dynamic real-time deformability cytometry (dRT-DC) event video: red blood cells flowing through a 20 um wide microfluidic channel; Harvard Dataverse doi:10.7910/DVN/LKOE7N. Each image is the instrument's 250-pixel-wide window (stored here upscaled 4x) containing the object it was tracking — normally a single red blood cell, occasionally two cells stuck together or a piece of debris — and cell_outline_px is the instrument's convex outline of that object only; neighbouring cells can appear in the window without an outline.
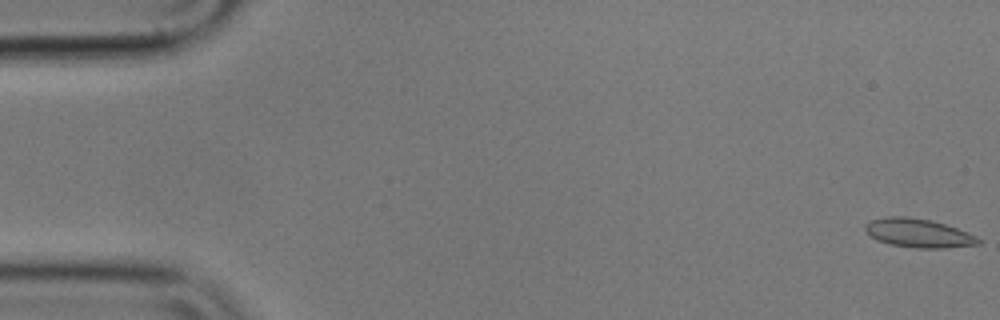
{"species": "common noctule bat (a hibernating species)", "species_latin": "Nyctalus noctula", "temperature_condition": "cold", "stored_images_in_passage": 10, "camera_frame_rate_fps": 3000, "um_per_image_px": 0.085, "animal": {"sex": "male", "body_mass_g": 17.9}, "frame": {"image": 1, "passage_image": 1, "time_ms": 0.0, "image_size_px": [1000, 320], "cell_outline_px": [[980, 244], [944, 248], [916, 248], [892, 244], [880, 240], [872, 236], [864, 228], [864, 224], [872, 220], [888, 216], [908, 216], [932, 220], [956, 228], [976, 236], [980, 240]], "centroid_in_image_um": [78.08, 19.8], "position_along_channel_um": 6.9, "area_um2": 18.67}}